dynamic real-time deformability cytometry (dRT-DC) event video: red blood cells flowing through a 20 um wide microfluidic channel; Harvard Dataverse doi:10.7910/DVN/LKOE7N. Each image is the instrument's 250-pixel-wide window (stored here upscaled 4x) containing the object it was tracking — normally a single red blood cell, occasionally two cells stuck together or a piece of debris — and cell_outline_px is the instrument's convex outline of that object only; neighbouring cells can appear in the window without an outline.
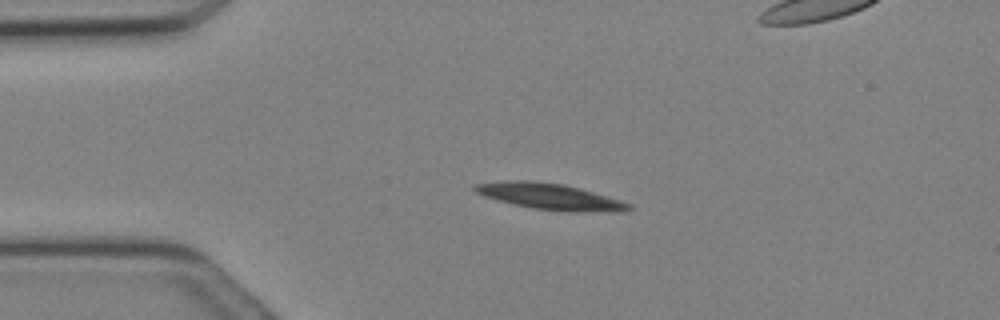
{"species": "Egyptian fruit bat (a non-hibernating species)", "species_latin": "Rousettus aegyptiacus", "temperature_condition": "cold", "stored_images_in_passage": 7, "camera_frame_rate_fps": 3000, "um_per_image_px": 0.085, "animal": {"sex": "female"}, "frame": {"image": 1, "passage_image": 1, "time_ms": 0.0, "image_size_px": [1000, 320], "cell_outline_px": [[632, 208], [624, 212], [532, 208], [484, 196], [476, 192], [472, 188], [476, 184], [504, 180], [532, 180], [564, 184], [580, 188], [620, 200], [632, 204]], "centroid_in_image_um": [46.73, 16.66], "position_along_channel_um": 38.3, "area_um2": 22.72}}
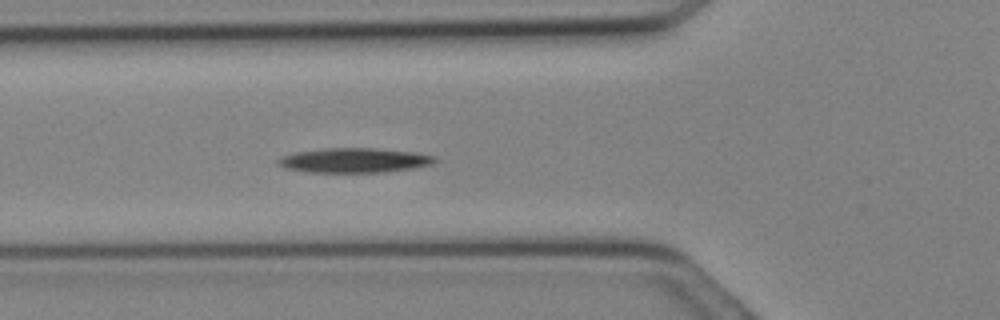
{"frame": {"image": 2, "passage_image": 5, "time_ms": 1.333, "image_size_px": [1000, 320], "cell_outline_px": [[436, 160], [432, 164], [412, 168], [384, 172], [308, 172], [284, 168], [276, 164], [276, 160], [280, 156], [296, 152], [324, 148], [372, 148], [416, 152], [436, 156]], "centroid_in_image_um": [30.07, 13.62], "position_along_channel_um": 95.7, "area_um2": 22.6}}
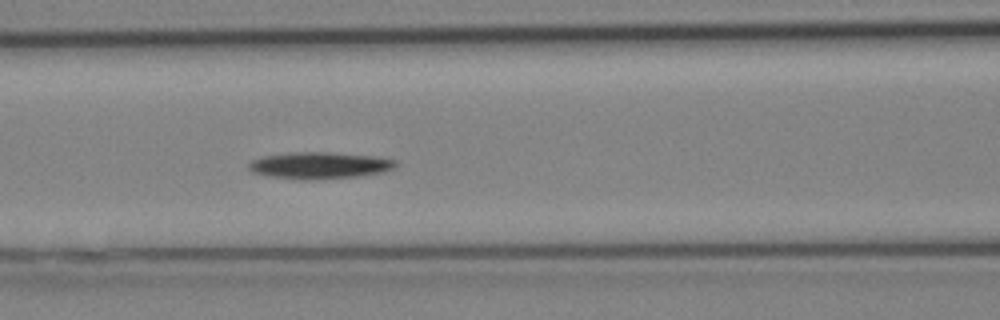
{"frame": {"image": 3, "passage_image": 7, "time_ms": 2.0, "image_size_px": [1000, 320], "cell_outline_px": [[396, 164], [392, 168], [384, 172], [356, 176], [316, 180], [296, 180], [264, 176], [252, 172], [248, 168], [248, 164], [252, 160], [260, 156], [288, 152], [328, 152], [376, 156], [396, 160]], "centroid_in_image_um": [27.08, 14.06], "position_along_channel_um": 139.5, "area_um2": 23.29}}